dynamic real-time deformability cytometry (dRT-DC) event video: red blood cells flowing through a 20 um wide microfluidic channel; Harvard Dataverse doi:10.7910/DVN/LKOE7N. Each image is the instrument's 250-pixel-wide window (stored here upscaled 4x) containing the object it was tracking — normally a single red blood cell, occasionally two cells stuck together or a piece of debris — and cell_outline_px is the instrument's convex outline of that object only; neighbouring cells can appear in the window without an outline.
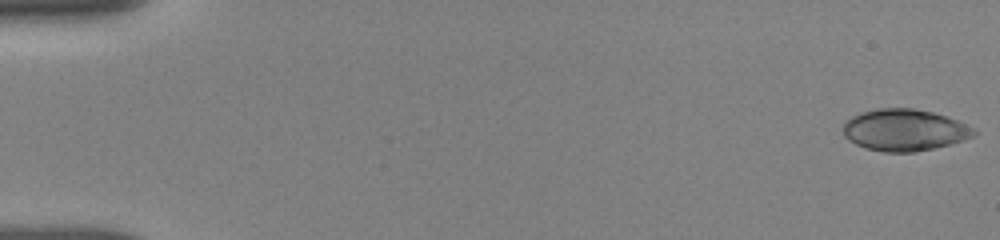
{"species": "human", "species_latin": "Homo sapiens", "temperature_condition": "room temperature", "stored_images_in_passage": 12, "camera_frame_rate_fps": 3000, "um_per_image_px": 0.085, "donor": {"sex": "female"}, "frame": {"image": 1, "passage_image": 1, "time_ms": 0.0, "image_size_px": [1000, 240], "cell_outline_px": [[976, 136], [964, 140], [916, 152], [884, 152], [864, 148], [848, 140], [844, 136], [844, 120], [860, 112], [876, 108], [916, 108], [948, 116], [976, 128]], "centroid_in_image_um": [76.88, 11.04], "position_along_channel_um": 8.1, "area_um2": 32.14}}
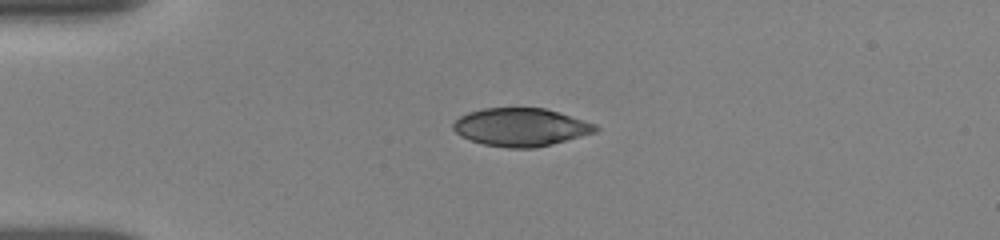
{"frame": {"image": 2, "passage_image": 7, "time_ms": 4.0, "image_size_px": [1000, 240], "cell_outline_px": [[600, 128], [596, 132], [552, 144], [536, 148], [508, 148], [484, 144], [460, 136], [452, 128], [452, 124], [460, 116], [468, 112], [484, 108], [544, 108], [560, 112], [596, 124]], "centroid_in_image_um": [44.28, 10.81], "position_along_channel_um": 40.7, "area_um2": 31.56}}
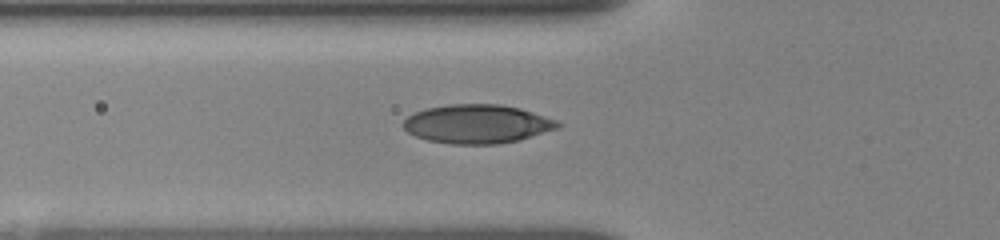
{"frame": {"image": 3, "passage_image": 12, "time_ms": 6.0, "image_size_px": [1000, 240], "cell_outline_px": [[564, 124], [560, 128], [520, 140], [496, 144], [452, 144], [428, 140], [416, 136], [408, 132], [400, 124], [408, 116], [416, 112], [428, 108], [448, 104], [500, 104], [520, 108], [556, 120]], "centroid_in_image_um": [40.59, 10.54], "position_along_channel_um": 85.2, "area_um2": 35.03}}